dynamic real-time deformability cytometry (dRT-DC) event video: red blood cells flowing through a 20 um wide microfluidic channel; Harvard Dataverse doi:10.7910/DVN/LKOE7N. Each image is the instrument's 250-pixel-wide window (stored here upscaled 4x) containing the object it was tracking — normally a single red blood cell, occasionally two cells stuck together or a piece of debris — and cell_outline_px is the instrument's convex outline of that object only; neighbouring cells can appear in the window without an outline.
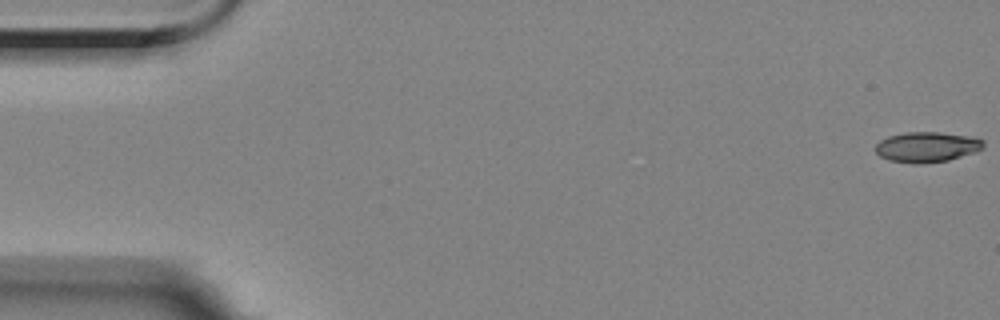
{"species": "Egyptian fruit bat (a non-hibernating species)", "species_latin": "Rousettus aegyptiacus", "temperature_condition": "room temperature", "stored_images_in_passage": 14, "camera_frame_rate_fps": 3000, "um_per_image_px": 0.085, "animal": {"sex": "female"}, "frame": {"image": 1, "passage_image": 1, "time_ms": 0.0, "image_size_px": [1000, 320], "cell_outline_px": [[984, 148], [976, 152], [948, 160], [920, 164], [916, 164], [888, 160], [880, 156], [876, 152], [876, 144], [880, 140], [888, 136], [908, 132], [940, 132], [968, 136], [984, 140]], "centroid_in_image_um": [78.79, 12.5], "position_along_channel_um": 6.2, "area_um2": 19.07}}
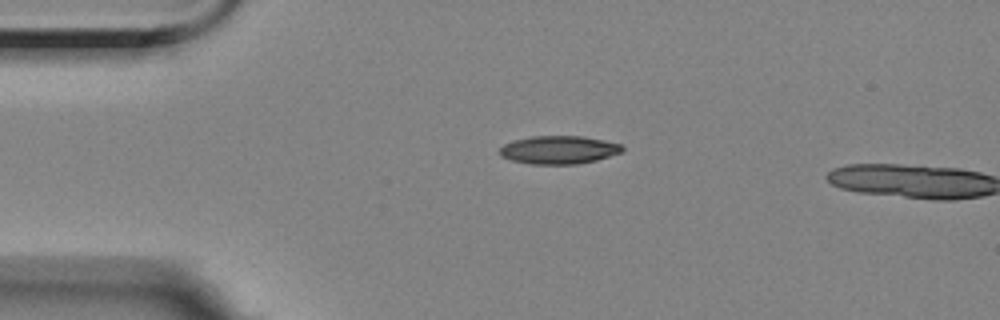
{"frame": {"image": 2, "passage_image": 13, "time_ms": 4.0, "image_size_px": [1000, 320], "cell_outline_px": [[624, 152], [596, 160], [576, 164], [528, 164], [512, 160], [500, 156], [500, 148], [504, 144], [512, 140], [532, 136], [584, 136], [604, 140], [620, 144], [624, 148]], "centroid_in_image_um": [47.5, 12.73], "position_along_channel_um": 37.5, "area_um2": 20.23}}